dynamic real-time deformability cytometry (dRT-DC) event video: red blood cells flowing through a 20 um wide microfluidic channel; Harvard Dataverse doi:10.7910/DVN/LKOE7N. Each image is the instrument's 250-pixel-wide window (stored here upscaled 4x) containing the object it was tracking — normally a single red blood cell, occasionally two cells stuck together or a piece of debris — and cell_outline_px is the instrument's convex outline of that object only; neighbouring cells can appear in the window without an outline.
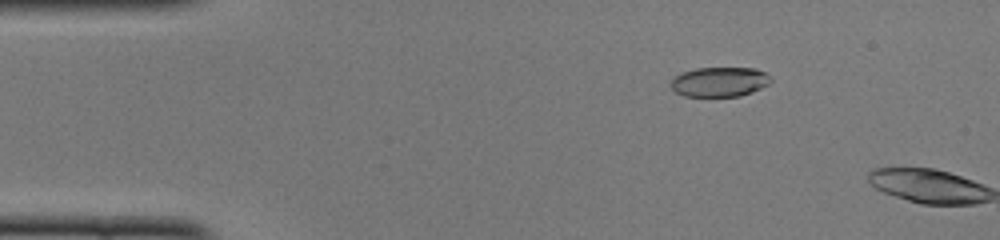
{"species": "common noctule bat (a hibernating species)", "species_latin": "Nyctalus noctula", "temperature_condition": "cold", "stored_images_in_passage": 9, "camera_frame_rate_fps": 3000, "um_per_image_px": 0.085, "animal": {"sex": "female", "body_mass_g": 22.0, "forearm_length_mm": 56.7}, "frame": {"image": 1, "passage_image": 8, "time_ms": 2.333, "image_size_px": [1000, 240], "cell_outline_px": [[772, 80], [768, 84], [752, 92], [740, 96], [684, 96], [676, 92], [668, 84], [680, 72], [696, 68], [756, 68], [772, 76]], "centroid_in_image_um": [61.16, 6.95], "position_along_channel_um": 23.8, "area_um2": 17.4}}